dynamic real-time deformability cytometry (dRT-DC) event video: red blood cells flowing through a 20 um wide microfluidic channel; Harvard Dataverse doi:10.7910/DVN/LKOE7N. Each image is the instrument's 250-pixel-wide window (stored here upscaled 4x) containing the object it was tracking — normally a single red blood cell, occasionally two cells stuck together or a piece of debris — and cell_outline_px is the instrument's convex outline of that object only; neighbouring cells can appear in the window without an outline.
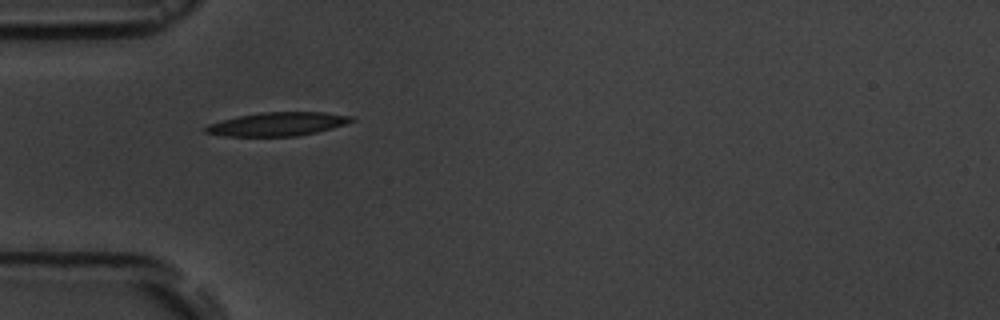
{"species": "common noctule bat (a hibernating species)", "species_latin": "Nyctalus noctula", "temperature_condition": "room temperature", "stored_images_in_passage": 6, "camera_frame_rate_fps": 3000, "um_per_image_px": 0.085, "animal": {"sex": "male", "body_mass_g": 19.5, "forearm_length_mm": 54.6}, "frame": {"image": 1, "passage_image": 5, "time_ms": 5.333, "image_size_px": [1000, 320], "cell_outline_px": [[356, 120], [332, 128], [316, 132], [296, 136], [224, 136], [204, 132], [204, 128], [208, 124], [240, 116], [260, 112], [324, 112], [356, 116]], "centroid_in_image_um": [23.64, 10.54], "position_along_channel_um": 61.4, "area_um2": 20.0}}
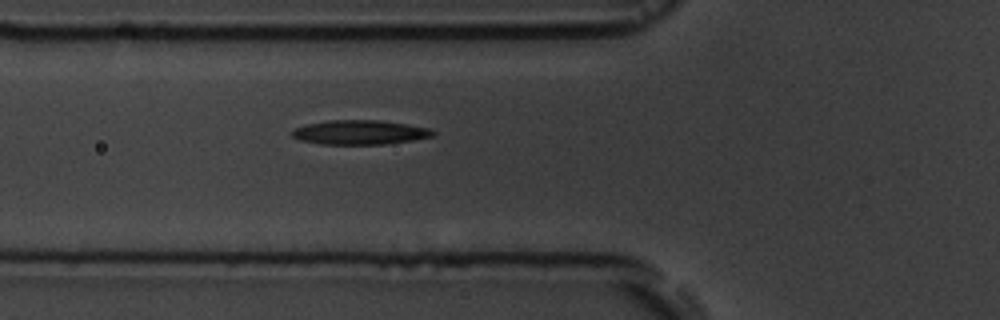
{"frame": {"image": 2, "passage_image": 6, "time_ms": 6.333, "image_size_px": [1000, 320], "cell_outline_px": [[436, 132], [432, 136], [412, 140], [384, 144], [320, 144], [300, 140], [292, 136], [292, 128], [308, 124], [328, 120], [380, 120], [408, 124], [428, 128]], "centroid_in_image_um": [30.56, 11.24], "position_along_channel_um": 95.2, "area_um2": 19.94}}